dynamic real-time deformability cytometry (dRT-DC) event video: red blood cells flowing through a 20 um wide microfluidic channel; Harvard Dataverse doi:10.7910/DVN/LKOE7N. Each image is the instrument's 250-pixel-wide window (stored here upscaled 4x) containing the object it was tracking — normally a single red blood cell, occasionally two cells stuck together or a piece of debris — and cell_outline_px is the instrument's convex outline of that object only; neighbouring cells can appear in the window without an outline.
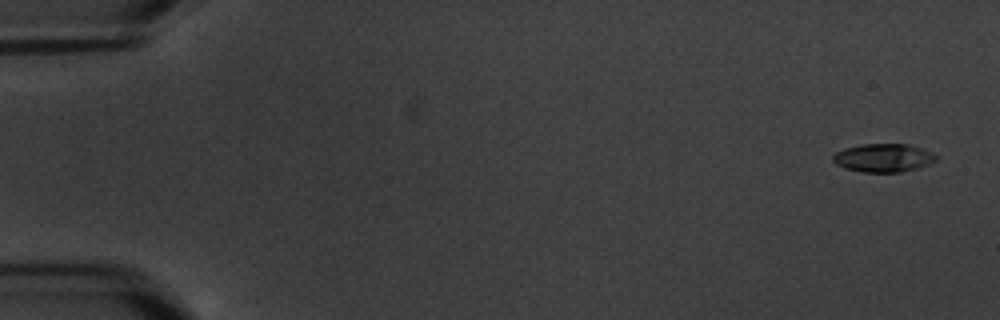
{"species": "common noctule bat (a hibernating species)", "species_latin": "Nyctalus noctula", "temperature_condition": "warm", "stored_images_in_passage": 5, "camera_frame_rate_fps": 3000, "um_per_image_px": 0.085, "animal": {"sex": "male", "body_mass_g": 20.1, "forearm_length_mm": 53.5}, "frame": {"image": 1, "passage_image": 1, "time_ms": 0.0, "image_size_px": [1000, 320], "cell_outline_px": [[940, 156], [936, 160], [928, 164], [916, 168], [900, 172], [860, 172], [844, 168], [836, 164], [832, 160], [832, 156], [836, 152], [844, 148], [860, 144], [908, 144], [932, 152]], "centroid_in_image_um": [75.07, 13.41], "position_along_channel_um": 9.9, "area_um2": 17.11}}